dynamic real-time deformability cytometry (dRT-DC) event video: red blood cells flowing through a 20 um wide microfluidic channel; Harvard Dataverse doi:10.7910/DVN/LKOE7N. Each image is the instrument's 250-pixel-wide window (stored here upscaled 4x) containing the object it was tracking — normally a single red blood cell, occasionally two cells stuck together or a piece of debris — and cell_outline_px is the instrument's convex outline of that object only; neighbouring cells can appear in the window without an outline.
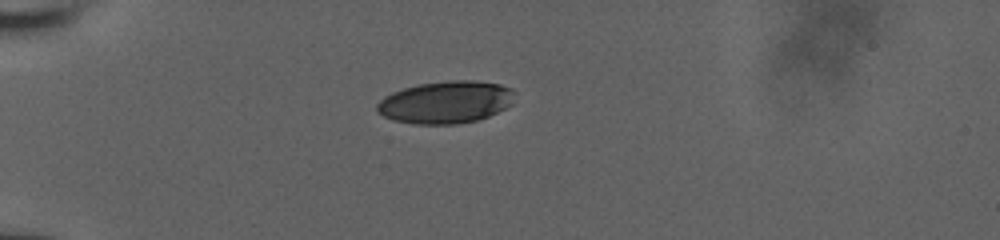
{"species": "human", "species_latin": "Homo sapiens", "temperature_condition": "room temperature", "stored_images_in_passage": 6, "camera_frame_rate_fps": 3000, "um_per_image_px": 0.085, "donor": {"sex": "male"}, "frame": {"image": 1, "passage_image": 1, "time_ms": 0.0, "image_size_px": [1000, 240], "cell_outline_px": [[516, 92], [512, 104], [480, 120], [456, 124], [412, 124], [392, 120], [376, 112], [376, 104], [384, 96], [392, 92], [404, 88], [420, 84], [452, 80], [472, 80], [500, 84], [512, 88]], "centroid_in_image_um": [37.89, 8.69], "position_along_channel_um": 47.1, "area_um2": 34.22}}
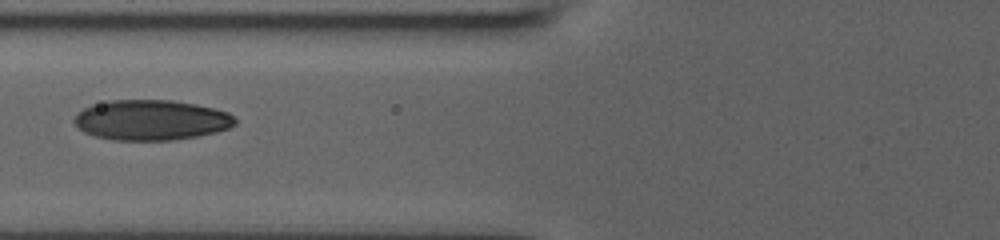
{"frame": {"image": 2, "passage_image": 4, "time_ms": 2.667, "image_size_px": [1000, 240], "cell_outline_px": [[236, 124], [228, 128], [216, 132], [196, 136], [172, 140], [112, 140], [96, 136], [84, 132], [72, 120], [76, 112], [92, 104], [108, 100], [172, 100], [196, 104], [228, 112], [236, 120]], "centroid_in_image_um": [12.82, 10.19], "position_along_channel_um": 113.0, "area_um2": 37.8}}
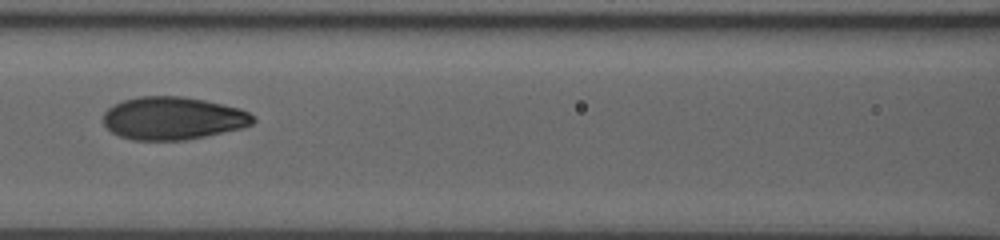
{"frame": {"image": 3, "passage_image": 5, "time_ms": 3.667, "image_size_px": [1000, 240], "cell_outline_px": [[256, 120], [252, 124], [240, 128], [204, 136], [184, 140], [132, 140], [120, 136], [112, 132], [104, 124], [104, 112], [112, 104], [124, 100], [140, 96], [180, 96], [204, 100], [240, 108], [256, 116]], "centroid_in_image_um": [14.69, 10.04], "position_along_channel_um": 151.9, "area_um2": 37.28}}